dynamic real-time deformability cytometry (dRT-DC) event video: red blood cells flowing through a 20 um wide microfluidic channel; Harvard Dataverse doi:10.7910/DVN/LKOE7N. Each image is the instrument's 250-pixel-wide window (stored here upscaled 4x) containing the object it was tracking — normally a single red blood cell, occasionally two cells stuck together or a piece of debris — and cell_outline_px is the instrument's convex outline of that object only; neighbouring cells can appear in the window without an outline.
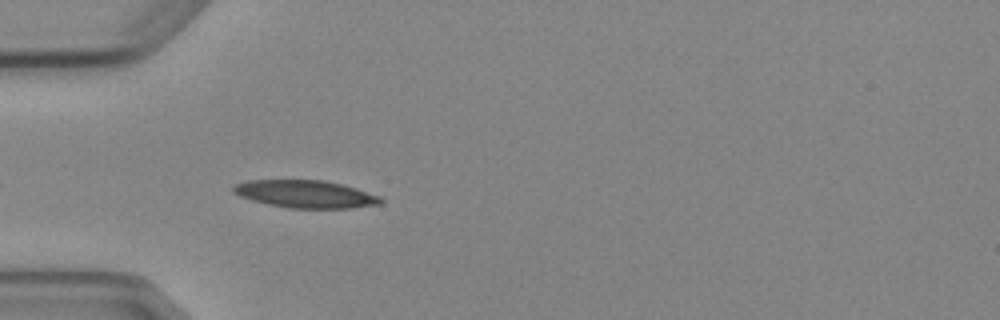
{"species": "Egyptian fruit bat (a non-hibernating species)", "species_latin": "Rousettus aegyptiacus", "temperature_condition": "cold", "stored_images_in_passage": 5, "camera_frame_rate_fps": 3000, "um_per_image_px": 0.085, "animal": {"sex": "female"}, "frame": {"image": 1, "passage_image": 5, "time_ms": 5.0, "image_size_px": [1000, 320], "cell_outline_px": [[384, 200], [380, 204], [352, 208], [288, 208], [268, 204], [252, 200], [240, 196], [232, 192], [232, 188], [236, 184], [248, 180], [324, 180], [344, 184], [380, 196]], "centroid_in_image_um": [25.99, 16.49], "position_along_channel_um": 59.0, "area_um2": 23.76}}